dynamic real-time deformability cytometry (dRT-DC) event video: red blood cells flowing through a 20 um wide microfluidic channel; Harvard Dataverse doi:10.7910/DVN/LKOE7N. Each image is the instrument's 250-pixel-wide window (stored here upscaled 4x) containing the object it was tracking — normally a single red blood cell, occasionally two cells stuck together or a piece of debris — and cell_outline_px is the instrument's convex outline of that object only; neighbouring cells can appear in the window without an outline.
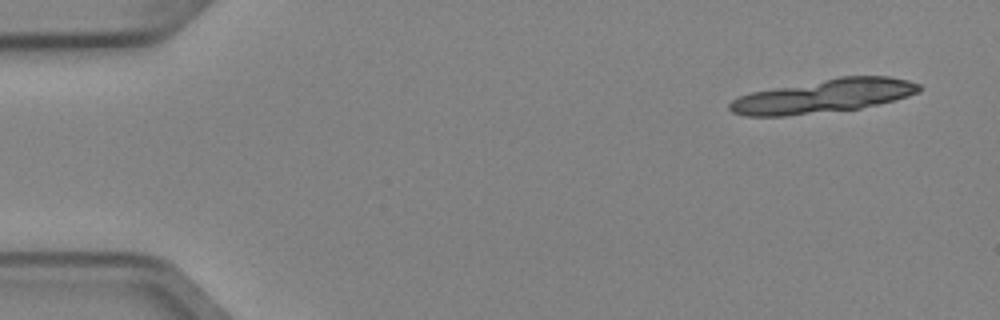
{"species": "Egyptian fruit bat (a non-hibernating species)", "species_latin": "Rousettus aegyptiacus", "temperature_condition": "cold", "stored_images_in_passage": 6, "segment_of_instrument_passage": [1, 2], "camera_frame_rate_fps": 3000, "um_per_image_px": 0.085, "animal": {"sex": "female"}, "frame": {"image": 1, "passage_image": 1, "time_ms": 0.0, "image_size_px": [1000, 320], "cell_outline_px": [[920, 92], [896, 100], [860, 108], [788, 116], [744, 116], [732, 112], [728, 108], [728, 104], [732, 100], [740, 96], [752, 92], [840, 76], [888, 76], [908, 80], [920, 84]], "centroid_in_image_um": [70.02, 8.17], "position_along_channel_um": 15.0, "area_um2": 36.99}}